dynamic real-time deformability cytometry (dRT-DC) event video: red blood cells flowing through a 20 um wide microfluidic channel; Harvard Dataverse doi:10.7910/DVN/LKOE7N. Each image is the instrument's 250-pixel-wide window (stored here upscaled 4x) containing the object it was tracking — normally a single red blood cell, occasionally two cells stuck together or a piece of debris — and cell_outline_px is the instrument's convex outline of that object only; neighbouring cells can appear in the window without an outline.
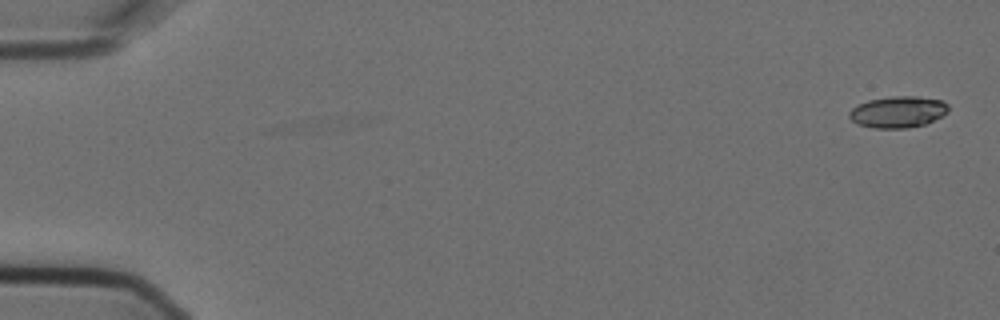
{"species": "Egyptian fruit bat (a non-hibernating species)", "species_latin": "Rousettus aegyptiacus", "temperature_condition": "cold", "stored_images_in_passage": 6, "camera_frame_rate_fps": 3000, "um_per_image_px": 0.085, "animal": {"sex": "female"}, "frame": {"image": 1, "passage_image": 1, "time_ms": 0.0, "image_size_px": [1000, 320], "cell_outline_px": [[948, 112], [924, 124], [908, 128], [872, 128], [860, 124], [852, 120], [848, 116], [848, 112], [852, 108], [868, 100], [892, 96], [916, 96], [940, 100], [948, 104]], "centroid_in_image_um": [76.31, 9.51], "position_along_channel_um": 8.7, "area_um2": 17.98}}